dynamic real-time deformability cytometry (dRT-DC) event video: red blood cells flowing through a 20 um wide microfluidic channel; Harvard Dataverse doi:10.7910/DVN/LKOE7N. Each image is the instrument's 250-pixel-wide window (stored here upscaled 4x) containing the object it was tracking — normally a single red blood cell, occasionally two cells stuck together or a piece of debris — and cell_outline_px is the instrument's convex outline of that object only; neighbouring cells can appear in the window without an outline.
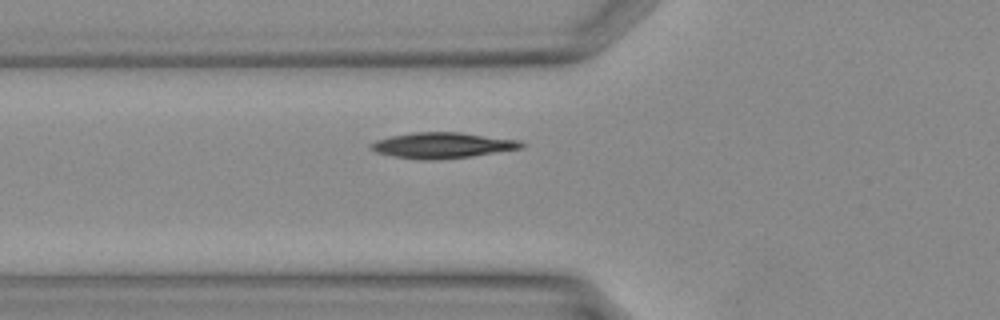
{"species": "Egyptian fruit bat (a non-hibernating species)", "species_latin": "Rousettus aegyptiacus", "temperature_condition": "warm", "stored_images_in_passage": 24, "camera_frame_rate_fps": 3000, "um_per_image_px": 0.085, "animal": {"sex": "female"}, "frame": {"image": 1, "passage_image": 4, "time_ms": 1.0, "image_size_px": [1000, 320], "cell_outline_px": [[524, 148], [472, 156], [436, 160], [420, 160], [392, 156], [376, 152], [368, 144], [376, 140], [392, 136], [412, 132], [460, 132], [520, 140], [524, 144]], "centroid_in_image_um": [37.61, 12.35], "position_along_channel_um": 88.2, "area_um2": 22.66}}
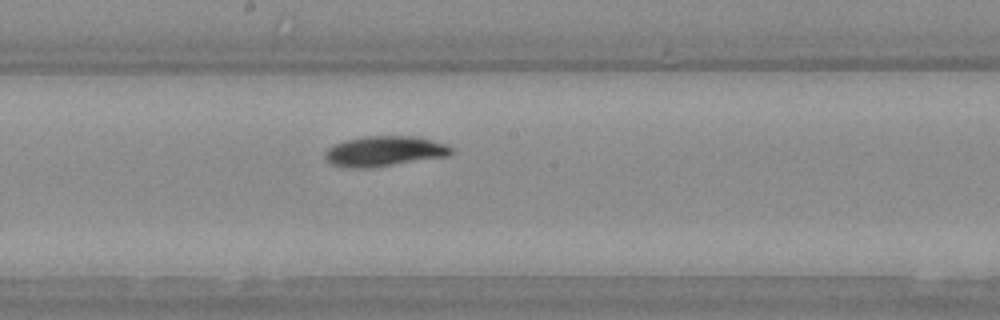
{"frame": {"image": 2, "passage_image": 11, "time_ms": 3.333, "image_size_px": [1000, 320], "cell_outline_px": [[452, 152], [448, 156], [368, 168], [356, 168], [332, 164], [324, 156], [324, 152], [328, 148], [344, 140], [364, 136], [420, 136], [448, 144], [452, 148]], "centroid_in_image_um": [32.71, 12.83], "position_along_channel_um": 215.5, "area_um2": 22.2}}